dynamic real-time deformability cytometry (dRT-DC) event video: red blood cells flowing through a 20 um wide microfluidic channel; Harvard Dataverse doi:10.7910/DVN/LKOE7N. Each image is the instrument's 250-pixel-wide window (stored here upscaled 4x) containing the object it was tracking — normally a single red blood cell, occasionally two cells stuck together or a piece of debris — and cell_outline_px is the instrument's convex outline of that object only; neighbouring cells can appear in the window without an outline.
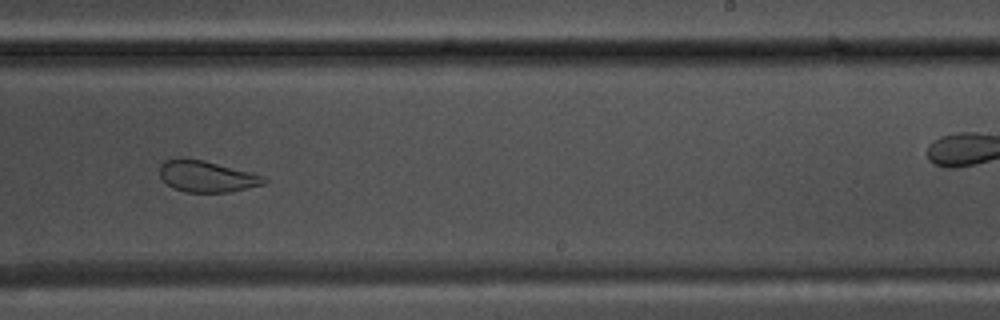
{"species": "common noctule bat (a hibernating species)", "species_latin": "Nyctalus noctula", "temperature_condition": "warm", "stored_images_in_passage": 39, "camera_frame_rate_fps": 3000, "um_per_image_px": 0.085, "animal": {"sex": "male", "body_mass_g": 17.5, "forearm_length_mm": 52.3}, "frame": {"image": 1, "passage_image": 23, "time_ms": 7.333, "image_size_px": [1000, 320], "cell_outline_px": [[268, 180], [264, 184], [232, 192], [184, 192], [172, 188], [160, 176], [160, 164], [164, 160], [180, 156], [204, 160], [252, 172], [264, 176]], "centroid_in_image_um": [17.56, 14.97], "position_along_channel_um": 271.4, "area_um2": 19.42}, "authors_computed_cell_mechanics": {"area_um2": 21.7906, "velocity_mm_per_s": 3.6931, "shape_relaxation_time_tau1_ms": null, "shape_relaxation_time_tau2_ms": 1.453, "deformation_change_tau1": null, "deformation_change_tau2": 0.0635}}